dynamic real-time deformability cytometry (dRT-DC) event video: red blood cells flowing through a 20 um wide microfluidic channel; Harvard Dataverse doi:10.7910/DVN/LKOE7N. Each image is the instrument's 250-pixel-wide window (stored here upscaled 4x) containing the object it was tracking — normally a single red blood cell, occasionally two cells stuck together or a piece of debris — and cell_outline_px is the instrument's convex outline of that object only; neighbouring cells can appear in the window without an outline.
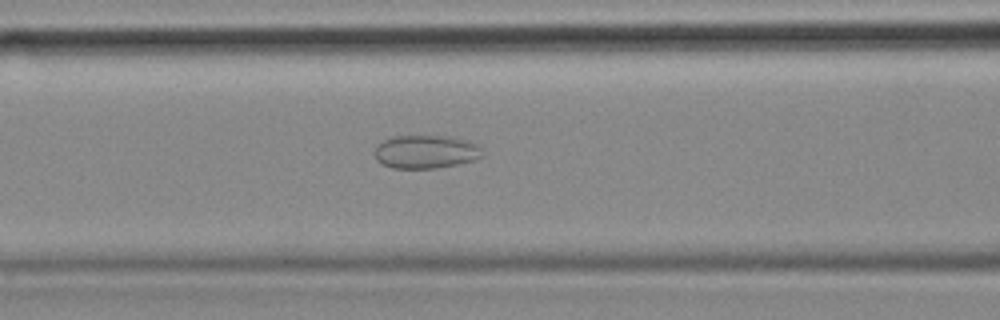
{"species": "common noctule bat (a hibernating species)", "species_latin": "Nyctalus noctula", "temperature_condition": "cold", "stored_images_in_passage": 39, "camera_frame_rate_fps": 3000, "um_per_image_px": 0.085, "animal": {"sex": "female", "body_mass_g": 18.4}, "frame": {"image": 1, "passage_image": 13, "time_ms": 4.0, "image_size_px": [1000, 320], "cell_outline_px": [[484, 156], [472, 160], [456, 164], [436, 168], [392, 168], [376, 160], [376, 148], [384, 140], [392, 136], [456, 136], [480, 144]], "centroid_in_image_um": [36.26, 12.88], "position_along_channel_um": 130.3, "area_um2": 20.98}}
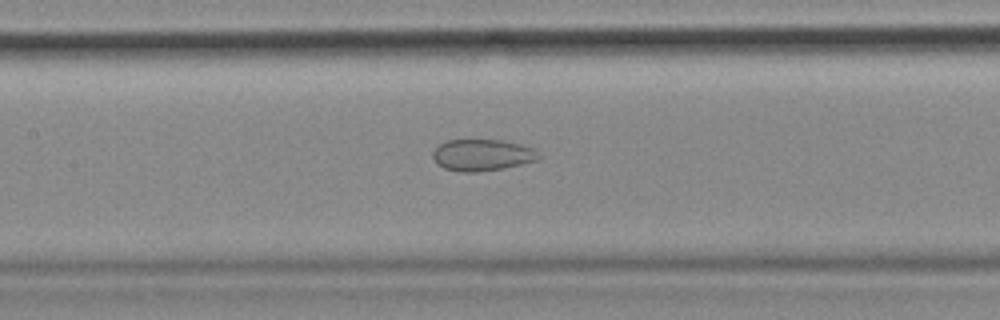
{"frame": {"image": 2, "passage_image": 16, "time_ms": 5.0, "image_size_px": [1000, 320], "cell_outline_px": [[540, 156], [536, 160], [504, 168], [472, 172], [460, 172], [444, 168], [432, 156], [432, 152], [440, 144], [448, 140], [504, 140], [536, 148]], "centroid_in_image_um": [41.01, 13.16], "position_along_channel_um": 166.4, "area_um2": 19.31}}
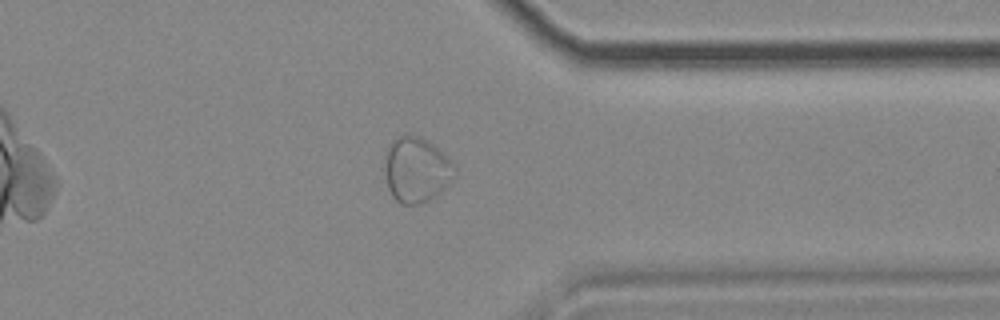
{"frame": {"image": 3, "passage_image": 34, "time_ms": 11.0, "image_size_px": [1000, 320], "cell_outline_px": [[456, 176], [436, 196], [420, 204], [400, 204], [392, 196], [388, 188], [380, 168], [384, 152], [388, 144], [396, 136], [408, 132], [420, 136], [428, 140], [456, 164]], "centroid_in_image_um": [35.33, 14.38], "position_along_channel_um": 376.1, "area_um2": 27.92}}